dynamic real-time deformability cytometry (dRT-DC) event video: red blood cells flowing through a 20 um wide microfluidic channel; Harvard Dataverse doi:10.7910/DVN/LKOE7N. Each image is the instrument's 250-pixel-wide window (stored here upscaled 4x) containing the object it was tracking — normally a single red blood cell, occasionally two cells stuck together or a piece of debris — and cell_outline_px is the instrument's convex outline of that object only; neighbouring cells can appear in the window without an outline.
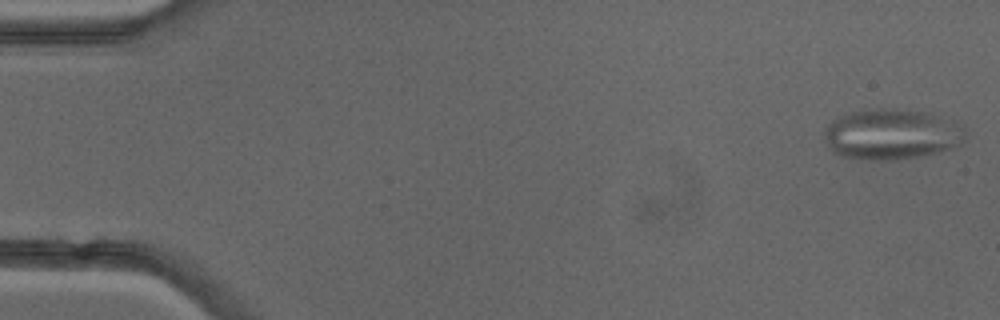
{"species": "common noctule bat (a hibernating species)", "species_latin": "Nyctalus noctula", "temperature_condition": "cold", "stored_images_in_passage": 50, "camera_frame_rate_fps": 3000, "um_per_image_px": 0.085, "animal": {"sex": "female"}, "frame": {"image": 1, "passage_image": 1, "time_ms": 0.0, "image_size_px": [1000, 320], "cell_outline_px": [[964, 144], [936, 152], [920, 156], [896, 160], [868, 160], [844, 156], [828, 148], [824, 140], [824, 132], [828, 124], [832, 120], [840, 116], [852, 112], [880, 108], [896, 108], [932, 112], [956, 120], [964, 124]], "centroid_in_image_um": [75.85, 11.39], "position_along_channel_um": 9.2, "area_um2": 42.19}}
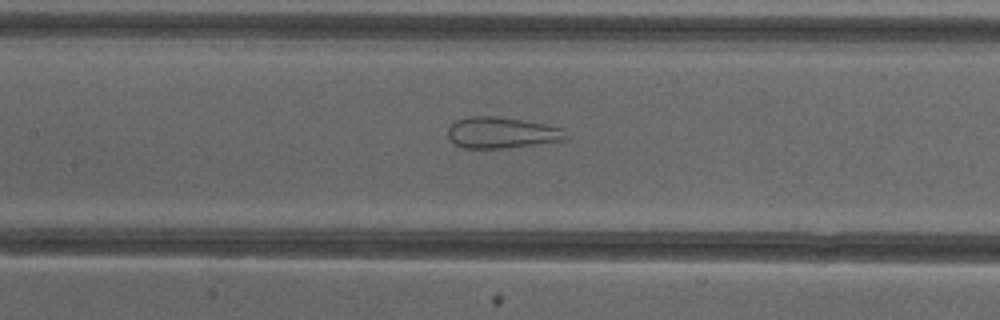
{"frame": {"image": 2, "passage_image": 23, "time_ms": 7.333, "image_size_px": [1000, 320], "cell_outline_px": [[568, 140], [508, 148], [464, 148], [456, 144], [448, 136], [448, 128], [456, 120], [468, 116], [496, 116], [544, 124], [564, 128], [568, 136]], "centroid_in_image_um": [42.69, 11.28], "position_along_channel_um": 164.7, "area_um2": 21.5}}
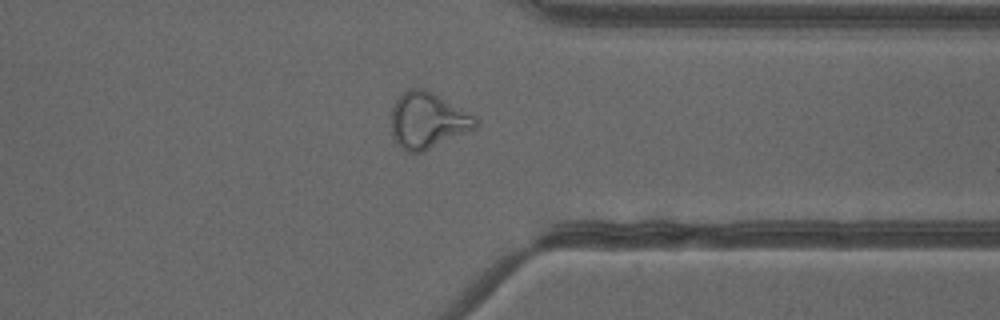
{"frame": {"image": 3, "passage_image": 39, "time_ms": 12.667, "image_size_px": [1000, 320], "cell_outline_px": [[480, 120], [476, 128], [420, 152], [408, 152], [400, 148], [392, 136], [392, 108], [396, 100], [408, 88], [424, 88], [432, 92], [476, 116]], "centroid_in_image_um": [36.35, 10.23], "position_along_channel_um": 375.0, "area_um2": 27.28}, "authors_computed_cell_mechanics": {"area_um2": 27.8885, "velocity_mm_per_s": 4.0152, "shape_relaxation_time_tau1_ms": null, "shape_relaxation_time_tau2_ms": 1.2695, "deformation_change_tau1": null, "deformation_change_tau2": 0.1017}}